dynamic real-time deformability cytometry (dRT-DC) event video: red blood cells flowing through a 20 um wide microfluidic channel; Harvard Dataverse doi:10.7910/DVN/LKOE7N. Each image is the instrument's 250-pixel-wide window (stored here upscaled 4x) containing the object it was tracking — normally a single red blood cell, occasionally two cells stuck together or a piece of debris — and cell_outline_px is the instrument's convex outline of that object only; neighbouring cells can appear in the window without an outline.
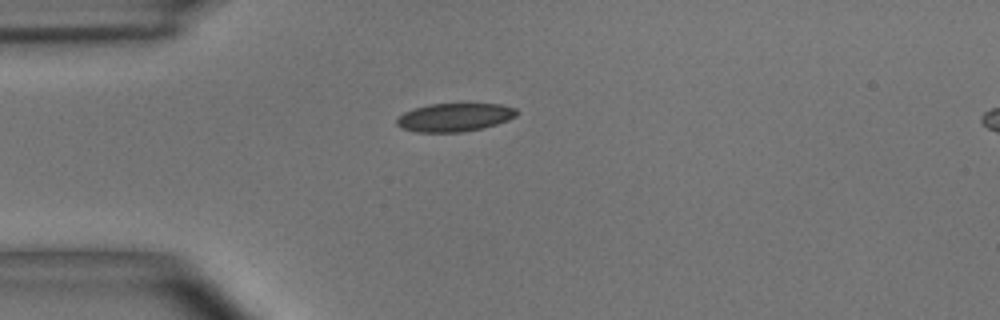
{"species": "common noctule bat (a hibernating species)", "species_latin": "Nyctalus noctula", "temperature_condition": "room temperature", "stored_images_in_passage": 41, "camera_frame_rate_fps": 3000, "um_per_image_px": 0.085, "animal": {"sex": "male", "body_mass_g": 15.6}, "frame": {"image": 1, "passage_image": 1, "time_ms": 0.0, "image_size_px": [1000, 320], "cell_outline_px": [[520, 112], [516, 116], [508, 120], [496, 124], [480, 128], [460, 132], [416, 132], [400, 128], [396, 124], [396, 120], [404, 112], [428, 104], [500, 104], [516, 108]], "centroid_in_image_um": [38.64, 9.97], "position_along_channel_um": 46.4, "area_um2": 19.71}}
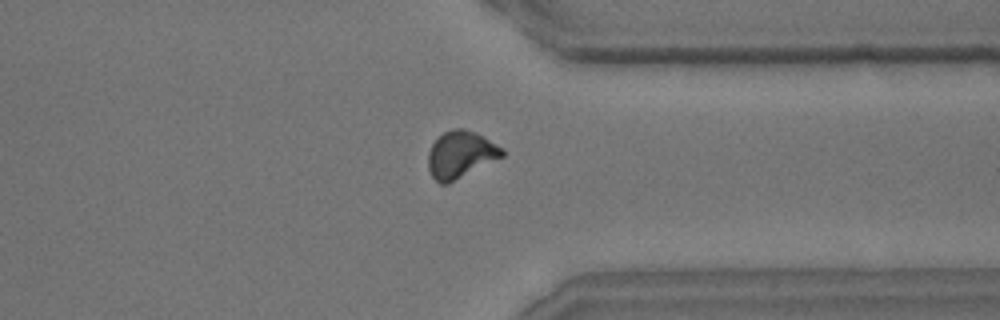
{"frame": {"image": 2, "passage_image": 29, "time_ms": 9.333, "image_size_px": [1000, 320], "cell_outline_px": [[504, 156], [448, 184], [440, 184], [432, 176], [428, 168], [428, 152], [432, 144], [444, 132], [452, 128], [464, 128], [476, 132], [504, 148]], "centroid_in_image_um": [39.16, 13.13], "position_along_channel_um": 372.2, "area_um2": 20.35}}
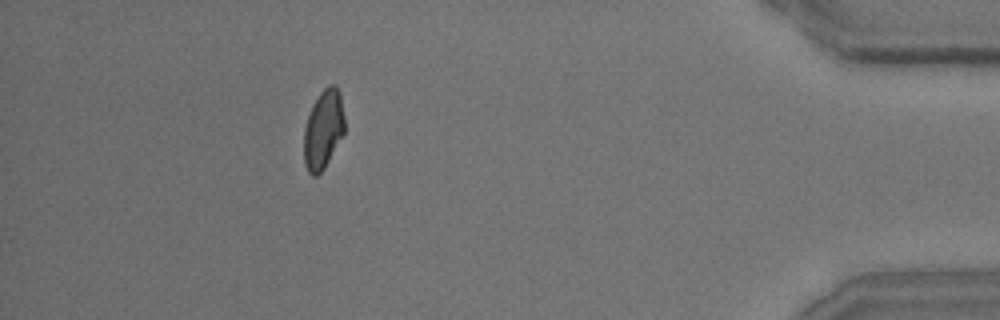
{"frame": {"image": 3, "passage_image": 36, "time_ms": 11.667, "image_size_px": [1000, 320], "cell_outline_px": [[344, 132], [324, 168], [316, 176], [312, 176], [308, 172], [304, 164], [304, 128], [312, 104], [320, 92], [328, 84], [336, 84], [340, 92], [344, 116]], "centroid_in_image_um": [27.47, 10.97], "position_along_channel_um": 407.7, "area_um2": 18.73}, "authors_computed_cell_mechanics": {"area_um2": 19.5942, "velocity_mm_per_s": 3.668, "shape_relaxation_time_tau1_ms": 5.5318, "shape_relaxation_time_tau2_ms": 2.0255, "deformation_change_tau1": 0.1226, "deformation_change_tau2": 0.067}}